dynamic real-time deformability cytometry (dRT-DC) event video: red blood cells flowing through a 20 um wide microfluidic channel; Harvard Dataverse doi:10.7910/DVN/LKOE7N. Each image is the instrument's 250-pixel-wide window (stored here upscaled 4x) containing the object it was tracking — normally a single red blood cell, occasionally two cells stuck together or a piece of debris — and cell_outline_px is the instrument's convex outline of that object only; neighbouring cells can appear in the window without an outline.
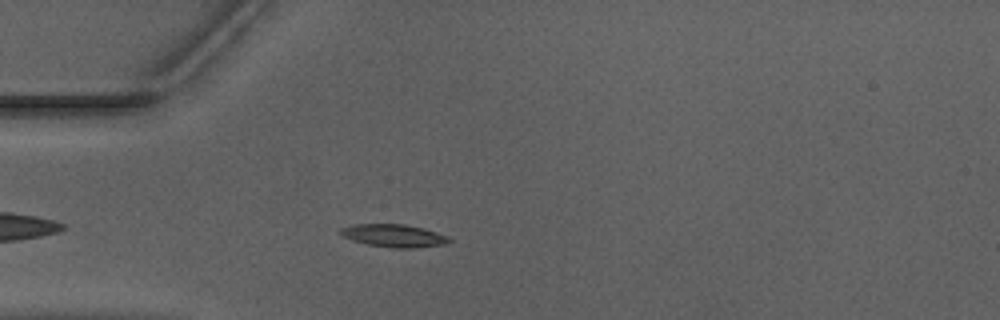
{"species": "Egyptian fruit bat (a non-hibernating species)", "species_latin": "Rousettus aegyptiacus", "temperature_condition": "warm", "stored_images_in_passage": 43, "camera_frame_rate_fps": 3000, "um_per_image_px": 0.085, "animal": {"sex": "male"}, "frame": {"image": 1, "passage_image": 6, "time_ms": 1.667, "image_size_px": [1000, 320], "cell_outline_px": [[452, 240], [444, 244], [412, 248], [392, 248], [368, 244], [352, 240], [344, 236], [340, 232], [340, 228], [356, 224], [404, 224], [424, 228], [448, 236]], "centroid_in_image_um": [33.49, 20.03], "position_along_channel_um": 51.5, "area_um2": 14.28}}
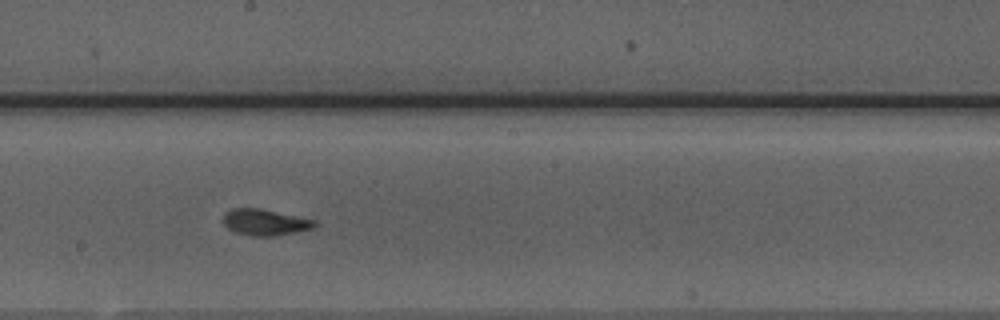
{"frame": {"image": 2, "passage_image": 20, "time_ms": 6.333, "image_size_px": [1000, 320], "cell_outline_px": [[316, 224], [312, 228], [296, 232], [272, 236], [252, 236], [236, 232], [228, 228], [224, 224], [224, 212], [232, 208], [260, 208], [316, 220]], "centroid_in_image_um": [22.51, 18.88], "position_along_channel_um": 225.7, "area_um2": 13.87}}
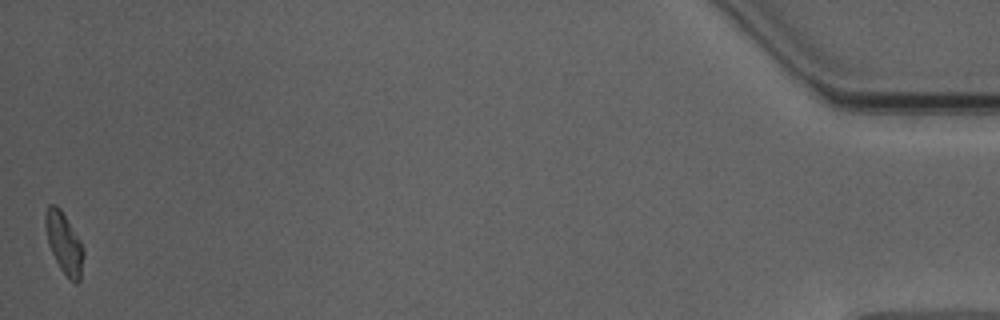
{"frame": {"image": 3, "passage_image": 43, "time_ms": 14.0, "image_size_px": [1000, 320], "cell_outline_px": [[84, 256], [80, 280], [76, 284], [68, 280], [60, 268], [48, 244], [44, 224], [44, 216], [48, 204], [56, 204], [60, 208], [80, 240], [84, 248]], "centroid_in_image_um": [5.44, 20.67], "position_along_channel_um": 429.8, "area_um2": 13.76}, "authors_computed_cell_mechanics": {"area_um2": 13.7564, "velocity_mm_per_s": 3.9537, "shape_relaxation_time_tau1_ms": 2.867, "shape_relaxation_time_tau2_ms": 1.3872, "deformation_change_tau1": 0.173, "deformation_change_tau2": 0.081}}